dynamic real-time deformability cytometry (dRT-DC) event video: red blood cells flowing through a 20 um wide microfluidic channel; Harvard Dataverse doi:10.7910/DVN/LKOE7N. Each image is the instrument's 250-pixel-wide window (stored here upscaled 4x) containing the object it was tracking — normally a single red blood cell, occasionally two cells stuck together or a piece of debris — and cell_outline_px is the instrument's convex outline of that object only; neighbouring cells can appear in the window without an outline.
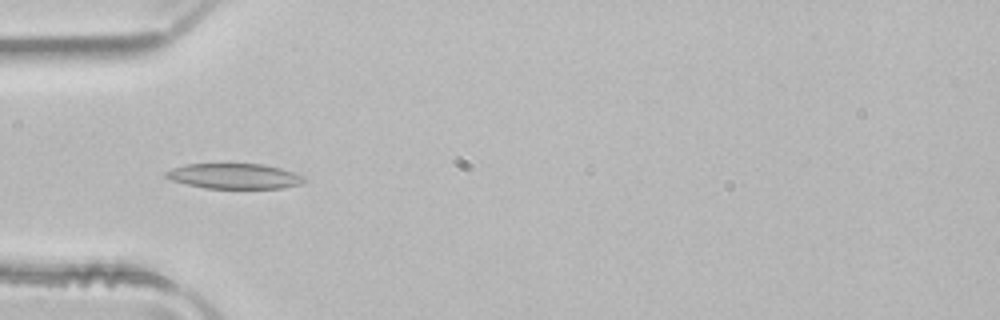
{"species": "common noctule bat (a hibernating species)", "species_latin": "Nyctalus noctula", "temperature_condition": "room temperature", "stored_images_in_passage": 37, "camera_frame_rate_fps": 3000, "um_per_image_px": 0.085, "animal": {"sex": "male", "body_mass_g": 21.5, "forearm_length_mm": 52.0}, "frame": {"image": 1, "passage_image": 2, "time_ms": 0.333, "image_size_px": [1000, 320], "cell_outline_px": [[304, 180], [300, 184], [284, 188], [204, 188], [172, 180], [164, 176], [164, 172], [172, 168], [184, 164], [264, 164], [280, 168], [304, 176]], "centroid_in_image_um": [19.89, 14.97], "position_along_channel_um": 65.1, "area_um2": 20.23}}
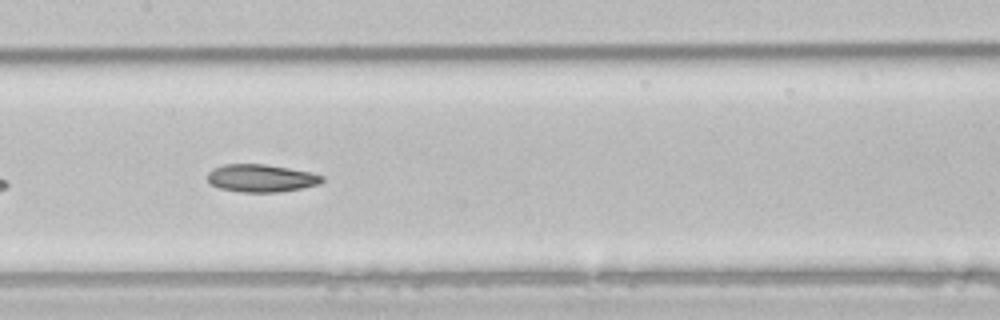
{"frame": {"image": 2, "passage_image": 11, "time_ms": 3.333, "image_size_px": [1000, 320], "cell_outline_px": [[324, 180], [320, 184], [300, 188], [276, 192], [240, 192], [220, 188], [212, 184], [208, 180], [208, 172], [212, 168], [224, 164], [264, 164], [288, 168], [308, 172], [324, 176]], "centroid_in_image_um": [22.18, 15.14], "position_along_channel_um": 185.2, "area_um2": 18.32}}
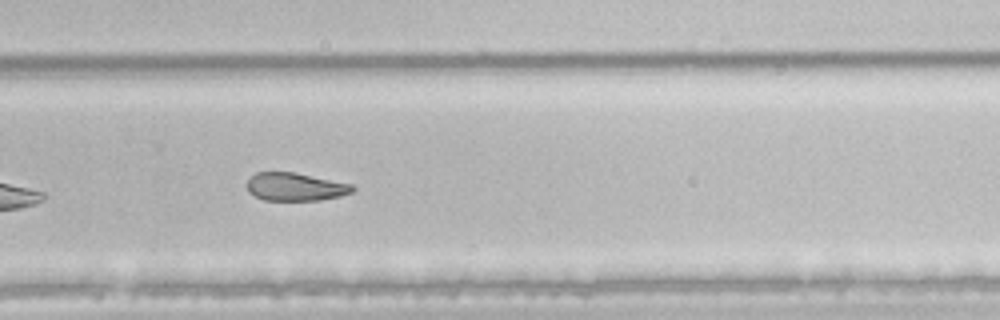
{"frame": {"image": 3, "passage_image": 20, "time_ms": 6.333, "image_size_px": [1000, 320], "cell_outline_px": [[356, 188], [352, 192], [340, 196], [320, 200], [264, 200], [248, 192], [248, 180], [256, 172], [292, 172], [352, 184]], "centroid_in_image_um": [25.11, 15.88], "position_along_channel_um": 304.7, "area_um2": 17.05}, "authors_computed_cell_mechanics": {"area_um2": 19.3052, "velocity_mm_per_s": 4.0133, "shape_relaxation_time_tau1_ms": null, "shape_relaxation_time_tau2_ms": 5.8608, "deformation_change_tau1": null, "deformation_change_tau2": 0.1364}}